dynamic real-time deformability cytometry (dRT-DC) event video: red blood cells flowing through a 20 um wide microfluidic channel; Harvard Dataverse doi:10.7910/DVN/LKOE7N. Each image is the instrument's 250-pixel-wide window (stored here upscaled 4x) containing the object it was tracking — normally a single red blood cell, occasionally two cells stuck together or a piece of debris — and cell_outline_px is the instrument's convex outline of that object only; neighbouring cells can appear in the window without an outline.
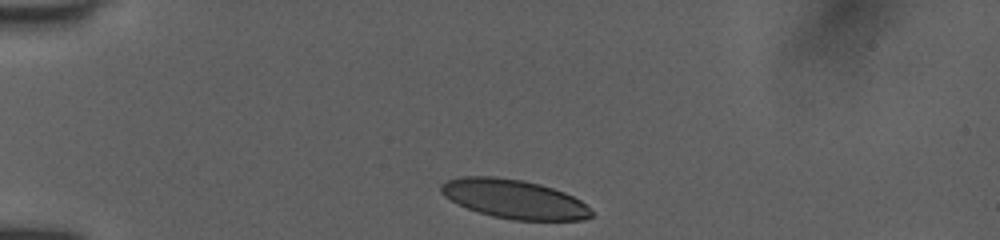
{"species": "human", "species_latin": "Homo sapiens", "temperature_condition": "room temperature", "stored_images_in_passage": 32, "camera_frame_rate_fps": 3000, "um_per_image_px": 0.085, "donor": {"sex": "female"}, "frame": {"image": 1, "passage_image": 1, "time_ms": 0.0, "image_size_px": [1000, 240], "cell_outline_px": [[592, 216], [584, 220], [512, 220], [492, 216], [468, 208], [444, 196], [440, 192], [440, 184], [448, 180], [464, 176], [496, 176], [524, 180], [540, 184], [564, 192], [580, 200], [592, 212]], "centroid_in_image_um": [43.69, 16.91], "position_along_channel_um": 41.3, "area_um2": 33.99}}
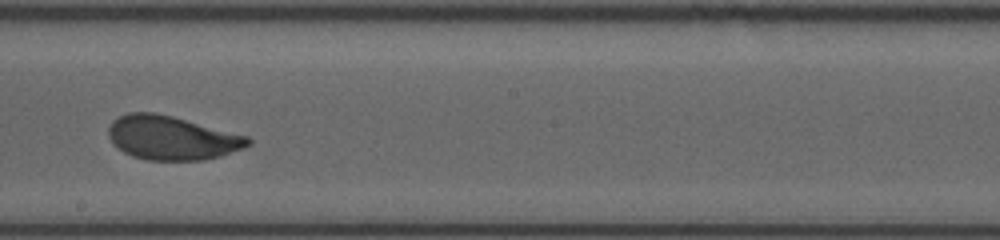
{"frame": {"image": 2, "passage_image": 17, "time_ms": 6.0, "image_size_px": [1000, 240], "cell_outline_px": [[252, 144], [244, 148], [220, 156], [204, 160], [148, 160], [132, 156], [124, 152], [112, 144], [108, 136], [108, 128], [112, 120], [128, 112], [156, 112], [172, 116], [248, 136], [252, 140]], "centroid_in_image_um": [14.59, 11.72], "position_along_channel_um": 233.6, "area_um2": 35.84}}
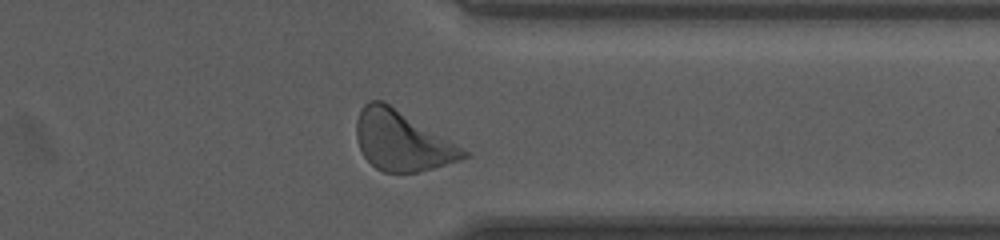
{"frame": {"image": 3, "passage_image": 29, "time_ms": 9.667, "image_size_px": [1000, 240], "cell_outline_px": [[472, 156], [460, 160], [432, 168], [416, 172], [384, 172], [376, 168], [364, 156], [360, 148], [356, 136], [356, 120], [360, 108], [368, 100], [384, 100], [472, 152]], "centroid_in_image_um": [34.2, 11.94], "position_along_channel_um": 377.2, "area_um2": 37.69}, "authors_computed_cell_mechanics": {"area_um2": 35.6048, "velocity_mm_per_s": 3.955, "shape_relaxation_time_tau1_ms": 2.6026, "shape_relaxation_time_tau2_ms": 0.6812, "deformation_change_tau1": 0.129, "deformation_change_tau2": 0.0657}}